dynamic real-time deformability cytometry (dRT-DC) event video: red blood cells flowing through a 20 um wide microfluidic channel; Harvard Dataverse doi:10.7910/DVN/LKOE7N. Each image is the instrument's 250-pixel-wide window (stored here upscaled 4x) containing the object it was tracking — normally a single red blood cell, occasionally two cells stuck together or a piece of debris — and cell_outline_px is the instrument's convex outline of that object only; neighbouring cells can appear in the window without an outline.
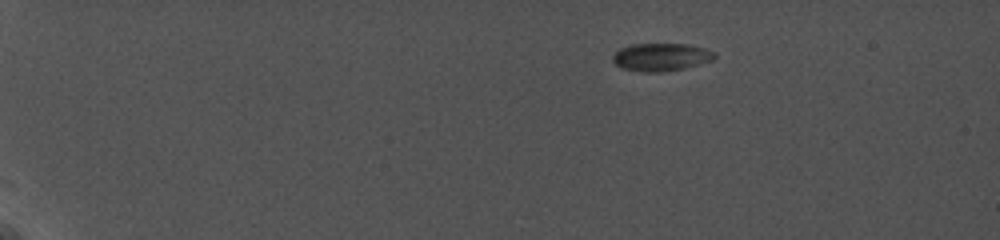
{"species": "common noctule bat (a hibernating species)", "species_latin": "Nyctalus noctula", "temperature_condition": "cold", "stored_images_in_passage": 58, "camera_frame_rate_fps": 5000, "um_per_image_px": 0.085, "animal": {"sex": "female", "body_mass_g": 19.0, "forearm_length_mm": 56.7}, "frame": {"image": 1, "passage_image": 1, "time_ms": 0.0, "image_size_px": [1000, 240], "cell_outline_px": [[716, 56], [712, 60], [684, 68], [660, 72], [644, 72], [620, 68], [612, 60], [612, 56], [620, 48], [632, 44], [688, 44], [704, 48], [716, 52]], "centroid_in_image_um": [56.18, 4.85], "position_along_channel_um": 28.8, "area_um2": 16.47}}
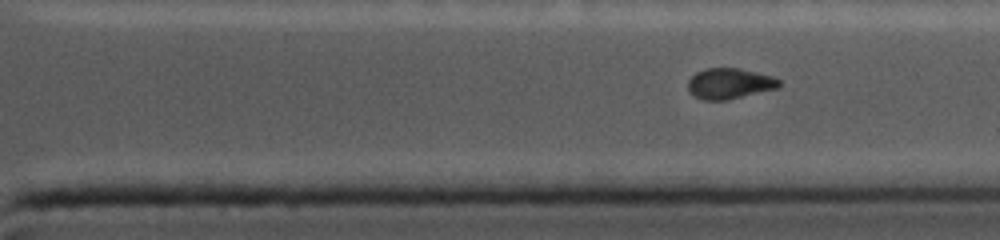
{"frame": {"image": 2, "passage_image": 49, "time_ms": 12.0, "image_size_px": [1000, 240], "cell_outline_px": [[780, 84], [776, 88], [728, 100], [704, 100], [688, 92], [688, 80], [696, 72], [704, 68], [740, 68], [772, 76], [780, 80]], "centroid_in_image_um": [61.98, 7.09], "position_along_channel_um": 349.4, "area_um2": 16.24}}
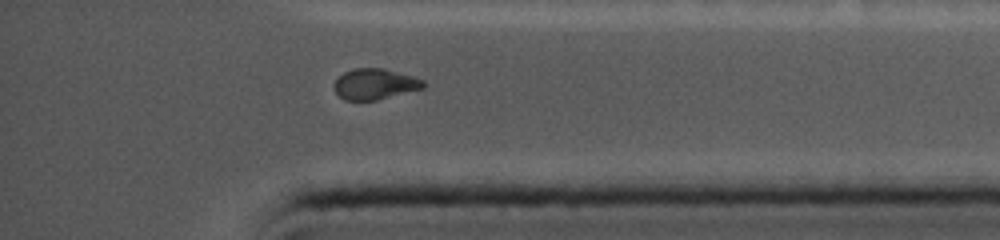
{"frame": {"image": 3, "passage_image": 54, "time_ms": 13.4, "image_size_px": [1000, 240], "cell_outline_px": [[428, 84], [424, 88], [376, 100], [344, 100], [336, 92], [332, 84], [344, 72], [352, 68], [384, 68], [412, 76], [424, 80]], "centroid_in_image_um": [31.88, 7.14], "position_along_channel_um": 403.3, "area_um2": 16.07}, "authors_computed_cell_mechanics": {"area_um2": 16.8776, "velocity_mm_per_s": 3.7697, "shape_relaxation_time_tau1_ms": null, "shape_relaxation_time_tau2_ms": 2.5305, "deformation_change_tau1": null, "deformation_change_tau2": 0.0302}}